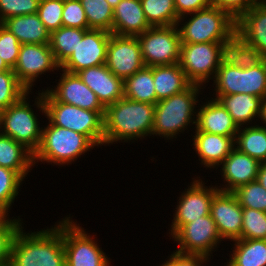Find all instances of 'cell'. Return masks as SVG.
I'll use <instances>...</instances> for the list:
<instances>
[{"instance_id":"cell-1","label":"cell","mask_w":266,"mask_h":266,"mask_svg":"<svg viewBox=\"0 0 266 266\" xmlns=\"http://www.w3.org/2000/svg\"><path fill=\"white\" fill-rule=\"evenodd\" d=\"M215 95L250 94L266 98V62L234 49L221 62L213 80Z\"/></svg>"},{"instance_id":"cell-2","label":"cell","mask_w":266,"mask_h":266,"mask_svg":"<svg viewBox=\"0 0 266 266\" xmlns=\"http://www.w3.org/2000/svg\"><path fill=\"white\" fill-rule=\"evenodd\" d=\"M54 227L30 233L23 226L11 245L10 266H65L61 221Z\"/></svg>"},{"instance_id":"cell-3","label":"cell","mask_w":266,"mask_h":266,"mask_svg":"<svg viewBox=\"0 0 266 266\" xmlns=\"http://www.w3.org/2000/svg\"><path fill=\"white\" fill-rule=\"evenodd\" d=\"M155 104L126 97L105 108L103 145L152 136Z\"/></svg>"},{"instance_id":"cell-4","label":"cell","mask_w":266,"mask_h":266,"mask_svg":"<svg viewBox=\"0 0 266 266\" xmlns=\"http://www.w3.org/2000/svg\"><path fill=\"white\" fill-rule=\"evenodd\" d=\"M36 97L33 105H36L38 111L53 125L83 134L97 147L103 145L105 111H91L56 102L44 90L41 93L38 91Z\"/></svg>"},{"instance_id":"cell-5","label":"cell","mask_w":266,"mask_h":266,"mask_svg":"<svg viewBox=\"0 0 266 266\" xmlns=\"http://www.w3.org/2000/svg\"><path fill=\"white\" fill-rule=\"evenodd\" d=\"M177 27L181 43L236 42V20L213 5L179 17Z\"/></svg>"},{"instance_id":"cell-6","label":"cell","mask_w":266,"mask_h":266,"mask_svg":"<svg viewBox=\"0 0 266 266\" xmlns=\"http://www.w3.org/2000/svg\"><path fill=\"white\" fill-rule=\"evenodd\" d=\"M202 87L192 84L185 91L158 101L155 104L152 135L172 140L188 129L190 123L196 126L195 108Z\"/></svg>"},{"instance_id":"cell-7","label":"cell","mask_w":266,"mask_h":266,"mask_svg":"<svg viewBox=\"0 0 266 266\" xmlns=\"http://www.w3.org/2000/svg\"><path fill=\"white\" fill-rule=\"evenodd\" d=\"M94 147L85 135L55 126L48 120V125L42 130L39 148L33 154V162L54 163L53 166L70 165Z\"/></svg>"},{"instance_id":"cell-8","label":"cell","mask_w":266,"mask_h":266,"mask_svg":"<svg viewBox=\"0 0 266 266\" xmlns=\"http://www.w3.org/2000/svg\"><path fill=\"white\" fill-rule=\"evenodd\" d=\"M235 45L236 42L182 43L180 67L192 84L205 86Z\"/></svg>"},{"instance_id":"cell-9","label":"cell","mask_w":266,"mask_h":266,"mask_svg":"<svg viewBox=\"0 0 266 266\" xmlns=\"http://www.w3.org/2000/svg\"><path fill=\"white\" fill-rule=\"evenodd\" d=\"M30 91L0 112L1 133L23 144L33 154L39 148L42 130L37 114L28 102Z\"/></svg>"},{"instance_id":"cell-10","label":"cell","mask_w":266,"mask_h":266,"mask_svg":"<svg viewBox=\"0 0 266 266\" xmlns=\"http://www.w3.org/2000/svg\"><path fill=\"white\" fill-rule=\"evenodd\" d=\"M72 217L62 218L61 233L65 251V266H110L105 252ZM94 237V238H93Z\"/></svg>"},{"instance_id":"cell-11","label":"cell","mask_w":266,"mask_h":266,"mask_svg":"<svg viewBox=\"0 0 266 266\" xmlns=\"http://www.w3.org/2000/svg\"><path fill=\"white\" fill-rule=\"evenodd\" d=\"M136 37L146 67L179 63L182 43L177 25L150 27Z\"/></svg>"},{"instance_id":"cell-12","label":"cell","mask_w":266,"mask_h":266,"mask_svg":"<svg viewBox=\"0 0 266 266\" xmlns=\"http://www.w3.org/2000/svg\"><path fill=\"white\" fill-rule=\"evenodd\" d=\"M235 49L251 57L266 58V0H259L236 20Z\"/></svg>"},{"instance_id":"cell-13","label":"cell","mask_w":266,"mask_h":266,"mask_svg":"<svg viewBox=\"0 0 266 266\" xmlns=\"http://www.w3.org/2000/svg\"><path fill=\"white\" fill-rule=\"evenodd\" d=\"M179 243L175 251L183 254L211 257L212 251L224 241L213 221L211 214L198 218L183 225L173 236ZM211 253V254H210Z\"/></svg>"},{"instance_id":"cell-14","label":"cell","mask_w":266,"mask_h":266,"mask_svg":"<svg viewBox=\"0 0 266 266\" xmlns=\"http://www.w3.org/2000/svg\"><path fill=\"white\" fill-rule=\"evenodd\" d=\"M192 178L190 186L179 197L173 213L170 236L172 237L183 225L210 214L211 202L219 191L217 186H206L204 181Z\"/></svg>"},{"instance_id":"cell-15","label":"cell","mask_w":266,"mask_h":266,"mask_svg":"<svg viewBox=\"0 0 266 266\" xmlns=\"http://www.w3.org/2000/svg\"><path fill=\"white\" fill-rule=\"evenodd\" d=\"M60 70L50 44L21 45L17 63L13 69L18 81L32 93L33 83L42 74Z\"/></svg>"},{"instance_id":"cell-16","label":"cell","mask_w":266,"mask_h":266,"mask_svg":"<svg viewBox=\"0 0 266 266\" xmlns=\"http://www.w3.org/2000/svg\"><path fill=\"white\" fill-rule=\"evenodd\" d=\"M106 66L123 80L145 67L140 44L135 36L111 33L107 45Z\"/></svg>"},{"instance_id":"cell-17","label":"cell","mask_w":266,"mask_h":266,"mask_svg":"<svg viewBox=\"0 0 266 266\" xmlns=\"http://www.w3.org/2000/svg\"><path fill=\"white\" fill-rule=\"evenodd\" d=\"M111 33L100 29H88L74 52L60 66V70L77 72L106 63L107 45Z\"/></svg>"},{"instance_id":"cell-18","label":"cell","mask_w":266,"mask_h":266,"mask_svg":"<svg viewBox=\"0 0 266 266\" xmlns=\"http://www.w3.org/2000/svg\"><path fill=\"white\" fill-rule=\"evenodd\" d=\"M243 208L233 192L218 191L211 202L210 214L223 240L241 239Z\"/></svg>"},{"instance_id":"cell-19","label":"cell","mask_w":266,"mask_h":266,"mask_svg":"<svg viewBox=\"0 0 266 266\" xmlns=\"http://www.w3.org/2000/svg\"><path fill=\"white\" fill-rule=\"evenodd\" d=\"M62 74L54 89L45 91L56 101L91 111H105L97 95L77 74L61 70Z\"/></svg>"},{"instance_id":"cell-20","label":"cell","mask_w":266,"mask_h":266,"mask_svg":"<svg viewBox=\"0 0 266 266\" xmlns=\"http://www.w3.org/2000/svg\"><path fill=\"white\" fill-rule=\"evenodd\" d=\"M76 74L97 95L105 108L124 97V80L116 77L106 64L89 67Z\"/></svg>"},{"instance_id":"cell-21","label":"cell","mask_w":266,"mask_h":266,"mask_svg":"<svg viewBox=\"0 0 266 266\" xmlns=\"http://www.w3.org/2000/svg\"><path fill=\"white\" fill-rule=\"evenodd\" d=\"M221 165L220 174L224 183H227L222 184L223 187L217 185V188L233 192L242 185L256 181L260 162L234 148Z\"/></svg>"},{"instance_id":"cell-22","label":"cell","mask_w":266,"mask_h":266,"mask_svg":"<svg viewBox=\"0 0 266 266\" xmlns=\"http://www.w3.org/2000/svg\"><path fill=\"white\" fill-rule=\"evenodd\" d=\"M192 146L201 165L207 168L220 167L225 158L235 148V138L219 134L195 131Z\"/></svg>"},{"instance_id":"cell-23","label":"cell","mask_w":266,"mask_h":266,"mask_svg":"<svg viewBox=\"0 0 266 266\" xmlns=\"http://www.w3.org/2000/svg\"><path fill=\"white\" fill-rule=\"evenodd\" d=\"M199 108L196 111L195 131L236 137L239 127L217 99L211 98Z\"/></svg>"},{"instance_id":"cell-24","label":"cell","mask_w":266,"mask_h":266,"mask_svg":"<svg viewBox=\"0 0 266 266\" xmlns=\"http://www.w3.org/2000/svg\"><path fill=\"white\" fill-rule=\"evenodd\" d=\"M150 27L140 0H121L113 9V34L136 37Z\"/></svg>"},{"instance_id":"cell-25","label":"cell","mask_w":266,"mask_h":266,"mask_svg":"<svg viewBox=\"0 0 266 266\" xmlns=\"http://www.w3.org/2000/svg\"><path fill=\"white\" fill-rule=\"evenodd\" d=\"M23 44H50L51 33L37 13L7 18L1 23Z\"/></svg>"},{"instance_id":"cell-26","label":"cell","mask_w":266,"mask_h":266,"mask_svg":"<svg viewBox=\"0 0 266 266\" xmlns=\"http://www.w3.org/2000/svg\"><path fill=\"white\" fill-rule=\"evenodd\" d=\"M222 106L231 115L233 121L238 127L251 125L254 118H259L261 115L262 98L250 94L240 93L233 95H215Z\"/></svg>"},{"instance_id":"cell-27","label":"cell","mask_w":266,"mask_h":266,"mask_svg":"<svg viewBox=\"0 0 266 266\" xmlns=\"http://www.w3.org/2000/svg\"><path fill=\"white\" fill-rule=\"evenodd\" d=\"M153 78L156 103L179 94L192 85L179 63L153 66Z\"/></svg>"},{"instance_id":"cell-28","label":"cell","mask_w":266,"mask_h":266,"mask_svg":"<svg viewBox=\"0 0 266 266\" xmlns=\"http://www.w3.org/2000/svg\"><path fill=\"white\" fill-rule=\"evenodd\" d=\"M0 166L18 172L24 179L34 166L33 153L23 144L0 133Z\"/></svg>"},{"instance_id":"cell-29","label":"cell","mask_w":266,"mask_h":266,"mask_svg":"<svg viewBox=\"0 0 266 266\" xmlns=\"http://www.w3.org/2000/svg\"><path fill=\"white\" fill-rule=\"evenodd\" d=\"M225 266H266V240L236 239Z\"/></svg>"},{"instance_id":"cell-30","label":"cell","mask_w":266,"mask_h":266,"mask_svg":"<svg viewBox=\"0 0 266 266\" xmlns=\"http://www.w3.org/2000/svg\"><path fill=\"white\" fill-rule=\"evenodd\" d=\"M124 97L137 102L156 104L153 66H145L124 80Z\"/></svg>"},{"instance_id":"cell-31","label":"cell","mask_w":266,"mask_h":266,"mask_svg":"<svg viewBox=\"0 0 266 266\" xmlns=\"http://www.w3.org/2000/svg\"><path fill=\"white\" fill-rule=\"evenodd\" d=\"M235 148L257 159L260 163L266 162V127L259 124L239 127L235 138Z\"/></svg>"},{"instance_id":"cell-32","label":"cell","mask_w":266,"mask_h":266,"mask_svg":"<svg viewBox=\"0 0 266 266\" xmlns=\"http://www.w3.org/2000/svg\"><path fill=\"white\" fill-rule=\"evenodd\" d=\"M88 29H79L62 26L50 35V47L55 61L61 66L68 57L74 52L85 31Z\"/></svg>"},{"instance_id":"cell-33","label":"cell","mask_w":266,"mask_h":266,"mask_svg":"<svg viewBox=\"0 0 266 266\" xmlns=\"http://www.w3.org/2000/svg\"><path fill=\"white\" fill-rule=\"evenodd\" d=\"M140 2L151 27L177 25L179 17L174 0H140Z\"/></svg>"},{"instance_id":"cell-34","label":"cell","mask_w":266,"mask_h":266,"mask_svg":"<svg viewBox=\"0 0 266 266\" xmlns=\"http://www.w3.org/2000/svg\"><path fill=\"white\" fill-rule=\"evenodd\" d=\"M88 21V29L112 33L113 8L107 0H80Z\"/></svg>"},{"instance_id":"cell-35","label":"cell","mask_w":266,"mask_h":266,"mask_svg":"<svg viewBox=\"0 0 266 266\" xmlns=\"http://www.w3.org/2000/svg\"><path fill=\"white\" fill-rule=\"evenodd\" d=\"M24 178L16 171L0 166V209L9 214Z\"/></svg>"},{"instance_id":"cell-36","label":"cell","mask_w":266,"mask_h":266,"mask_svg":"<svg viewBox=\"0 0 266 266\" xmlns=\"http://www.w3.org/2000/svg\"><path fill=\"white\" fill-rule=\"evenodd\" d=\"M242 208L266 212V189L256 180L233 191Z\"/></svg>"},{"instance_id":"cell-37","label":"cell","mask_w":266,"mask_h":266,"mask_svg":"<svg viewBox=\"0 0 266 266\" xmlns=\"http://www.w3.org/2000/svg\"><path fill=\"white\" fill-rule=\"evenodd\" d=\"M27 92L14 71L0 72V112L17 102Z\"/></svg>"},{"instance_id":"cell-38","label":"cell","mask_w":266,"mask_h":266,"mask_svg":"<svg viewBox=\"0 0 266 266\" xmlns=\"http://www.w3.org/2000/svg\"><path fill=\"white\" fill-rule=\"evenodd\" d=\"M241 239L266 240V212L243 208Z\"/></svg>"},{"instance_id":"cell-39","label":"cell","mask_w":266,"mask_h":266,"mask_svg":"<svg viewBox=\"0 0 266 266\" xmlns=\"http://www.w3.org/2000/svg\"><path fill=\"white\" fill-rule=\"evenodd\" d=\"M21 222L20 218L10 219L8 214L0 219V264L9 263L11 245L17 231L23 225Z\"/></svg>"},{"instance_id":"cell-40","label":"cell","mask_w":266,"mask_h":266,"mask_svg":"<svg viewBox=\"0 0 266 266\" xmlns=\"http://www.w3.org/2000/svg\"><path fill=\"white\" fill-rule=\"evenodd\" d=\"M64 0H41L37 14L47 30L52 33L63 26Z\"/></svg>"},{"instance_id":"cell-41","label":"cell","mask_w":266,"mask_h":266,"mask_svg":"<svg viewBox=\"0 0 266 266\" xmlns=\"http://www.w3.org/2000/svg\"><path fill=\"white\" fill-rule=\"evenodd\" d=\"M21 43L17 37L0 23V57L10 69H14Z\"/></svg>"},{"instance_id":"cell-42","label":"cell","mask_w":266,"mask_h":266,"mask_svg":"<svg viewBox=\"0 0 266 266\" xmlns=\"http://www.w3.org/2000/svg\"><path fill=\"white\" fill-rule=\"evenodd\" d=\"M41 0H0V23L7 18L38 12Z\"/></svg>"},{"instance_id":"cell-43","label":"cell","mask_w":266,"mask_h":266,"mask_svg":"<svg viewBox=\"0 0 266 266\" xmlns=\"http://www.w3.org/2000/svg\"><path fill=\"white\" fill-rule=\"evenodd\" d=\"M62 22L65 27L88 29V21L80 0H64Z\"/></svg>"},{"instance_id":"cell-44","label":"cell","mask_w":266,"mask_h":266,"mask_svg":"<svg viewBox=\"0 0 266 266\" xmlns=\"http://www.w3.org/2000/svg\"><path fill=\"white\" fill-rule=\"evenodd\" d=\"M211 5L228 12L235 20L259 0H210Z\"/></svg>"},{"instance_id":"cell-45","label":"cell","mask_w":266,"mask_h":266,"mask_svg":"<svg viewBox=\"0 0 266 266\" xmlns=\"http://www.w3.org/2000/svg\"><path fill=\"white\" fill-rule=\"evenodd\" d=\"M210 258L202 255L183 254L174 251L168 260L163 264L165 266H204L205 263L210 262ZM204 264V265H203Z\"/></svg>"},{"instance_id":"cell-46","label":"cell","mask_w":266,"mask_h":266,"mask_svg":"<svg viewBox=\"0 0 266 266\" xmlns=\"http://www.w3.org/2000/svg\"><path fill=\"white\" fill-rule=\"evenodd\" d=\"M178 17L194 13L211 5L210 0H174Z\"/></svg>"},{"instance_id":"cell-47","label":"cell","mask_w":266,"mask_h":266,"mask_svg":"<svg viewBox=\"0 0 266 266\" xmlns=\"http://www.w3.org/2000/svg\"><path fill=\"white\" fill-rule=\"evenodd\" d=\"M266 189V162H261L256 179Z\"/></svg>"},{"instance_id":"cell-48","label":"cell","mask_w":266,"mask_h":266,"mask_svg":"<svg viewBox=\"0 0 266 266\" xmlns=\"http://www.w3.org/2000/svg\"><path fill=\"white\" fill-rule=\"evenodd\" d=\"M259 119L265 124L263 127H266V98L262 101L261 115Z\"/></svg>"},{"instance_id":"cell-49","label":"cell","mask_w":266,"mask_h":266,"mask_svg":"<svg viewBox=\"0 0 266 266\" xmlns=\"http://www.w3.org/2000/svg\"><path fill=\"white\" fill-rule=\"evenodd\" d=\"M5 71H13L12 69H10L6 63L4 62V60L0 57V72H5Z\"/></svg>"},{"instance_id":"cell-50","label":"cell","mask_w":266,"mask_h":266,"mask_svg":"<svg viewBox=\"0 0 266 266\" xmlns=\"http://www.w3.org/2000/svg\"><path fill=\"white\" fill-rule=\"evenodd\" d=\"M107 1L110 4V6L114 9L120 3L121 0H107Z\"/></svg>"},{"instance_id":"cell-51","label":"cell","mask_w":266,"mask_h":266,"mask_svg":"<svg viewBox=\"0 0 266 266\" xmlns=\"http://www.w3.org/2000/svg\"><path fill=\"white\" fill-rule=\"evenodd\" d=\"M5 215V213L0 209V219Z\"/></svg>"},{"instance_id":"cell-52","label":"cell","mask_w":266,"mask_h":266,"mask_svg":"<svg viewBox=\"0 0 266 266\" xmlns=\"http://www.w3.org/2000/svg\"><path fill=\"white\" fill-rule=\"evenodd\" d=\"M0 266H10L9 263L6 264H0Z\"/></svg>"}]
</instances>
